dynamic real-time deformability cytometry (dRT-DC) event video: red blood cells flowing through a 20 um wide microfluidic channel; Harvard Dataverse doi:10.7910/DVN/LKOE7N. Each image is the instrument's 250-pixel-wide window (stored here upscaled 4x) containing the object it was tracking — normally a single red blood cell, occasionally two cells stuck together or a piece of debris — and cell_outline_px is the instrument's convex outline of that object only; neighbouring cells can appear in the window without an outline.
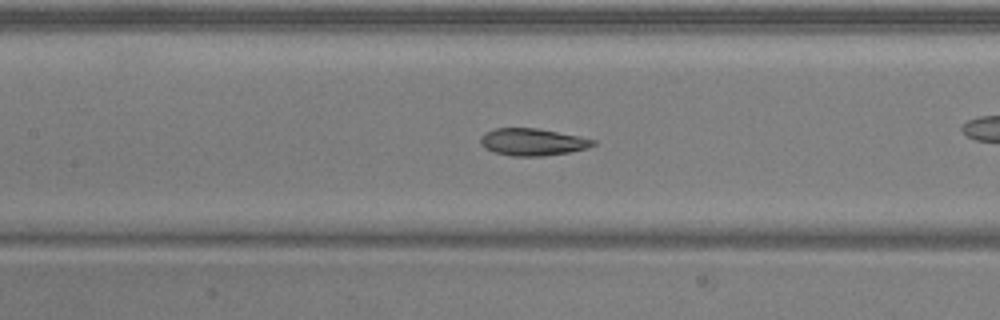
{"species": "common noctule bat (a hibernating species)", "species_latin": "Nyctalus noctula", "temperature_condition": "warm", "stored_images_in_passage": 40, "camera_frame_rate_fps": 3000, "um_per_image_px": 0.085, "animal": {"sex": "male", "body_mass_g": 20.5, "forearm_length_mm": 52.5}, "frame": {"image": 1, "passage_image": 23, "time_ms": 7.333, "image_size_px": [1000, 320], "cell_outline_px": [[596, 144], [584, 148], [568, 152], [540, 156], [512, 156], [492, 152], [484, 148], [480, 144], [480, 136], [484, 132], [496, 128], [536, 128], [580, 136], [596, 140]], "centroid_in_image_um": [45.2, 12.06], "position_along_channel_um": 162.2, "area_um2": 17.8}}
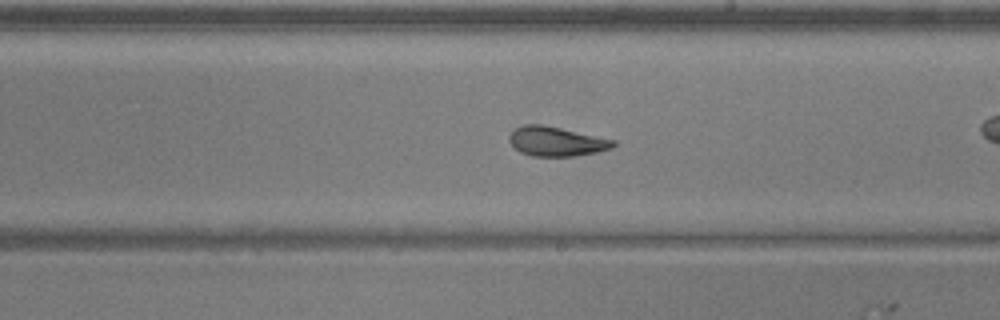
{"frame": {"image": 2, "passage_image": 29, "time_ms": 9.333, "image_size_px": [1000, 320], "cell_outline_px": [[616, 144], [612, 148], [596, 152], [576, 156], [532, 156], [520, 152], [508, 140], [508, 136], [516, 128], [524, 124], [540, 124], [560, 128], [616, 140]], "centroid_in_image_um": [47.29, 12.02], "position_along_channel_um": 241.7, "area_um2": 17.74}}